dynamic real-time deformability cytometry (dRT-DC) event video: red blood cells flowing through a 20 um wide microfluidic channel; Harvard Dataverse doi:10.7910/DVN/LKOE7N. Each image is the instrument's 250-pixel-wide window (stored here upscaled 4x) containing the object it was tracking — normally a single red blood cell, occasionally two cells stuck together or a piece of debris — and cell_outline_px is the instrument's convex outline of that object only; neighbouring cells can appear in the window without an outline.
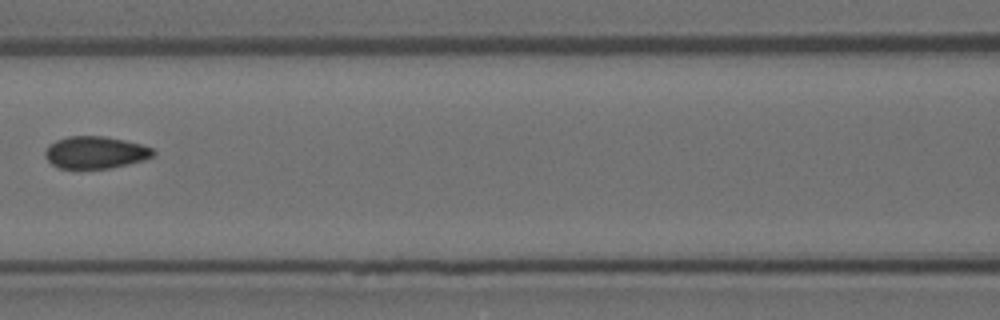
{"species": "Egyptian fruit bat (a non-hibernating species)", "species_latin": "Rousettus aegyptiacus", "temperature_condition": "room temperature", "stored_images_in_passage": 11, "camera_frame_rate_fps": 3000, "um_per_image_px": 0.085, "animal": {"sex": "female"}, "frame": {"image": 1, "passage_image": 7, "time_ms": 2.0, "image_size_px": [1000, 320], "cell_outline_px": [[156, 156], [144, 160], [112, 168], [60, 168], [52, 164], [44, 156], [44, 152], [48, 144], [56, 140], [68, 136], [104, 136], [124, 140], [140, 144], [152, 148], [156, 152]], "centroid_in_image_um": [8.12, 12.95], "position_along_channel_um": 158.5, "area_um2": 20.4}}
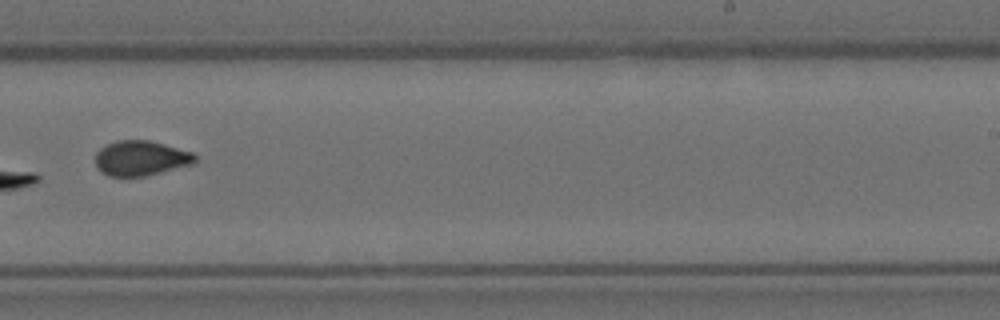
{"frame": {"image": 2, "passage_image": 10, "time_ms": 3.0, "image_size_px": [1000, 320], "cell_outline_px": [[196, 160], [192, 164], [144, 176], [108, 176], [100, 172], [96, 168], [96, 152], [100, 148], [116, 140], [148, 140], [192, 152], [196, 156]], "centroid_in_image_um": [11.93, 13.45], "position_along_channel_um": 277.1, "area_um2": 20.17}}
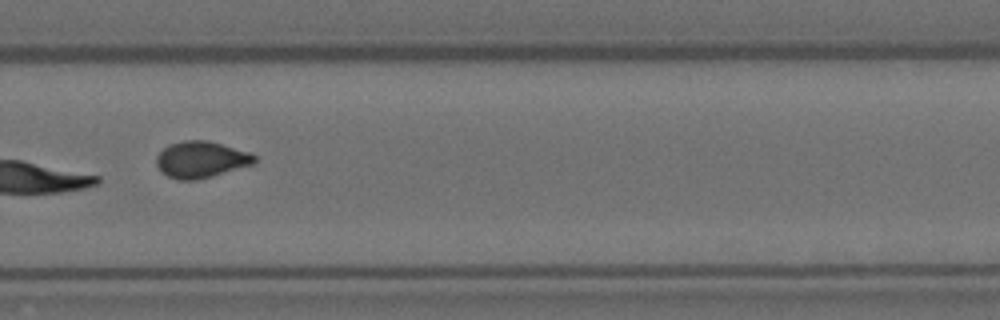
{"frame": {"image": 3, "passage_image": 11, "time_ms": 3.333, "image_size_px": [1000, 320], "cell_outline_px": [[256, 164], [212, 176], [196, 180], [176, 180], [160, 172], [156, 164], [156, 156], [164, 148], [172, 144], [184, 140], [208, 140], [248, 152], [256, 156]], "centroid_in_image_um": [17.09, 13.58], "position_along_channel_um": 312.7, "area_um2": 20.92}}